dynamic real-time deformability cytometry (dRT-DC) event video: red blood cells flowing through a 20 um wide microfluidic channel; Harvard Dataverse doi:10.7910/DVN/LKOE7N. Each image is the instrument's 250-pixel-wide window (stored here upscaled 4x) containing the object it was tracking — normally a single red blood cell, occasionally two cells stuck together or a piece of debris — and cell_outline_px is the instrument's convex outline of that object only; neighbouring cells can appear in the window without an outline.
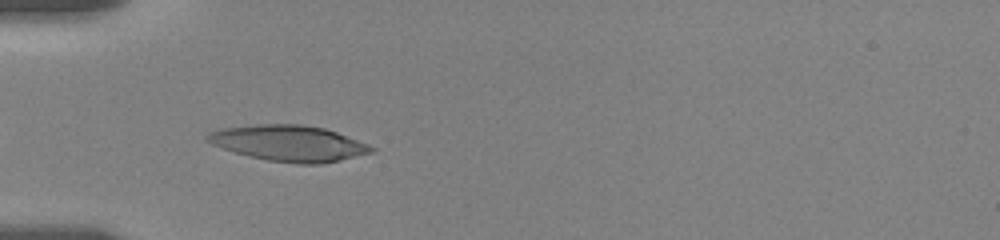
{"species": "human", "species_latin": "Homo sapiens", "temperature_condition": "room temperature", "stored_images_in_passage": 7, "camera_frame_rate_fps": 3000, "um_per_image_px": 0.085, "donor": {"sex": "female"}, "frame": {"image": 1, "passage_image": 5, "time_ms": 4.333, "image_size_px": [1000, 240], "cell_outline_px": [[376, 148], [372, 152], [340, 160], [320, 164], [296, 164], [268, 160], [248, 156], [212, 144], [204, 140], [204, 136], [208, 132], [224, 128], [256, 124], [300, 124], [324, 128], [336, 132], [368, 144]], "centroid_in_image_um": [24.53, 12.17], "position_along_channel_um": 60.5, "area_um2": 34.16}}
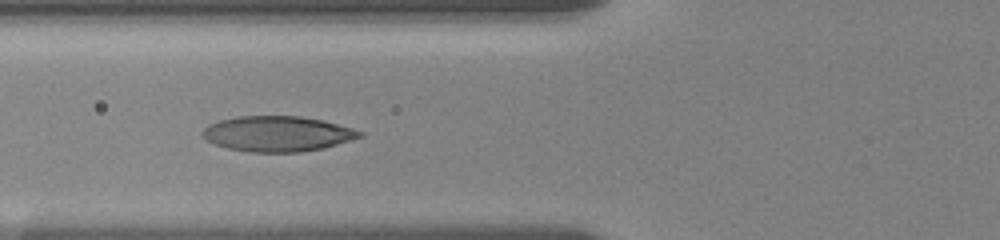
{"frame": {"image": 2, "passage_image": 6, "time_ms": 5.667, "image_size_px": [1000, 240], "cell_outline_px": [[364, 136], [336, 144], [320, 148], [300, 152], [248, 152], [228, 148], [216, 144], [208, 140], [200, 132], [208, 124], [220, 120], [236, 116], [300, 116], [324, 120], [352, 128], [364, 132]], "centroid_in_image_um": [23.58, 11.36], "position_along_channel_um": 102.2, "area_um2": 32.31}}
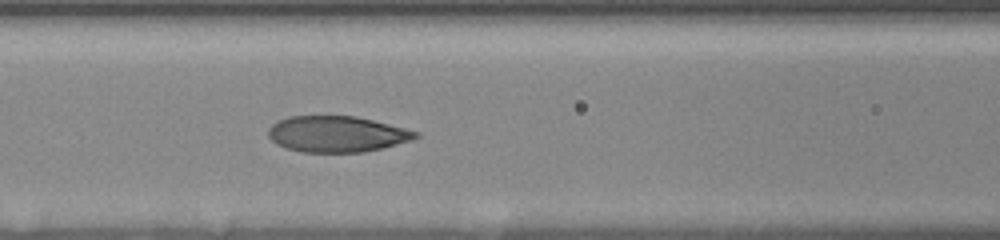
{"frame": {"image": 3, "passage_image": 7, "time_ms": 6.667, "image_size_px": [1000, 240], "cell_outline_px": [[420, 136], [412, 140], [364, 152], [300, 152], [284, 148], [276, 144], [268, 136], [268, 128], [276, 120], [288, 116], [356, 116], [420, 132]], "centroid_in_image_um": [28.59, 11.39], "position_along_channel_um": 138.0, "area_um2": 31.04}}